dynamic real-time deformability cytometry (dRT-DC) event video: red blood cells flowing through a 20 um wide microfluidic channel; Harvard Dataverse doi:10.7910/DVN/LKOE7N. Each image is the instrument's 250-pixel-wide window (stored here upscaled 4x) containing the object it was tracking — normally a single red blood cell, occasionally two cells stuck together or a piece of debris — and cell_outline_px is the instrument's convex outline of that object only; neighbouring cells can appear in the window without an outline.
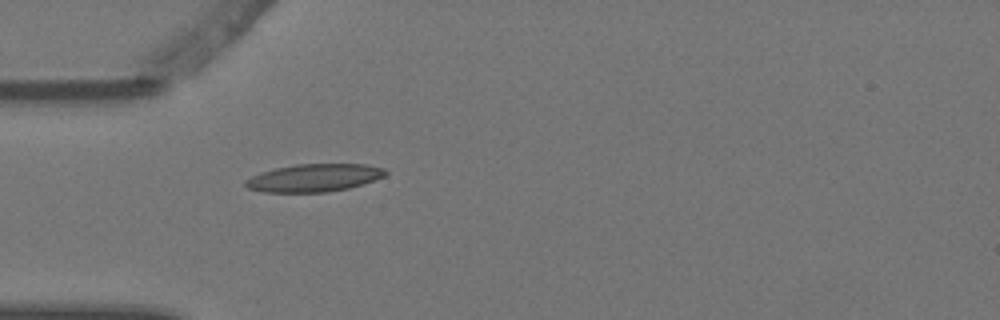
{"species": "Egyptian fruit bat (a non-hibernating species)", "species_latin": "Rousettus aegyptiacus", "temperature_condition": "warm", "stored_images_in_passage": 1, "camera_frame_rate_fps": 3000, "um_per_image_px": 0.085, "animal": {"sex": "female"}, "frame": {"image": 1, "passage_image": 1, "time_ms": 0.0, "image_size_px": [1000, 320], "cell_outline_px": [[388, 172], [384, 176], [348, 188], [328, 192], [264, 192], [248, 188], [244, 184], [244, 180], [260, 172], [276, 168], [296, 164], [364, 164], [384, 168]], "centroid_in_image_um": [26.66, 15.11], "position_along_channel_um": 58.3, "area_um2": 22.48}}